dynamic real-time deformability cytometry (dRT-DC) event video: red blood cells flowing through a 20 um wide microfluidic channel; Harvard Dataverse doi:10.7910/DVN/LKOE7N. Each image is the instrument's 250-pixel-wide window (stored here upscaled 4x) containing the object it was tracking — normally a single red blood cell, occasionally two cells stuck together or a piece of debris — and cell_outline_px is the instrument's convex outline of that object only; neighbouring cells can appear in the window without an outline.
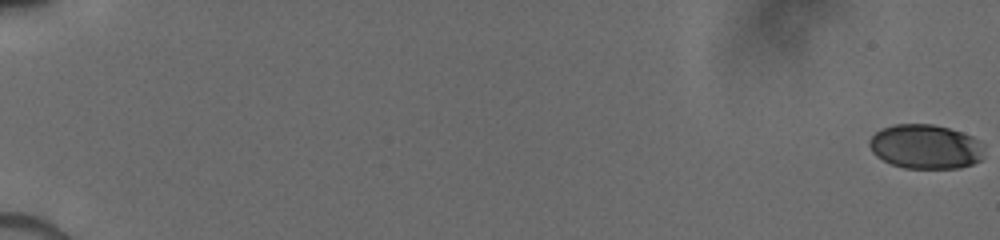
{"species": "human", "species_latin": "Homo sapiens", "temperature_condition": "cold", "stored_images_in_passage": 30, "camera_frame_rate_fps": 3000, "um_per_image_px": 0.085, "donor": {"sex": "male"}, "frame": {"image": 1, "passage_image": 1, "time_ms": 0.0, "image_size_px": [1000, 240], "cell_outline_px": [[980, 160], [972, 164], [960, 168], [904, 168], [892, 164], [876, 156], [872, 152], [868, 144], [868, 140], [880, 128], [896, 124], [932, 124], [948, 128], [972, 136], [976, 140]], "centroid_in_image_um": [78.55, 12.46], "position_along_channel_um": 6.4, "area_um2": 29.13}}
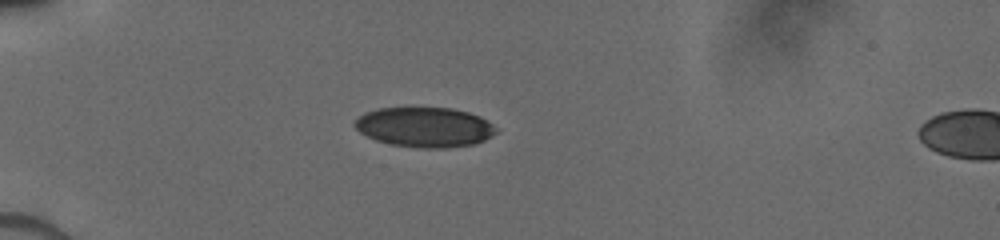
{"frame": {"image": 2, "passage_image": 22, "time_ms": 5.667, "image_size_px": [1000, 240], "cell_outline_px": [[496, 132], [492, 136], [484, 140], [472, 144], [448, 148], [420, 148], [392, 144], [376, 140], [360, 132], [352, 124], [364, 112], [376, 108], [452, 108], [468, 112], [480, 116], [492, 124], [496, 128]], "centroid_in_image_um": [36.09, 10.8], "position_along_channel_um": 48.9, "area_um2": 32.77}}
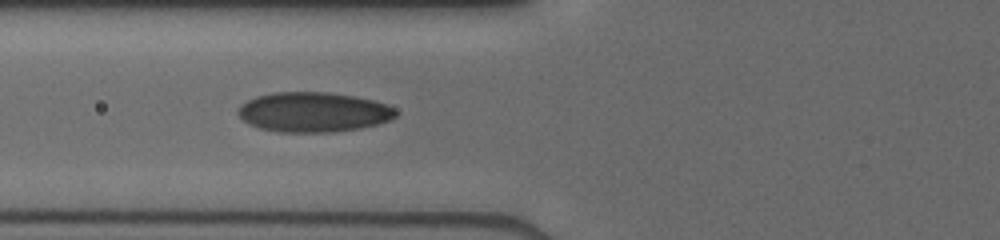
{"frame": {"image": 3, "passage_image": 29, "time_ms": 7.667, "image_size_px": [1000, 240], "cell_outline_px": [[396, 116], [388, 120], [376, 124], [360, 128], [332, 132], [280, 132], [260, 128], [248, 124], [236, 112], [248, 100], [256, 96], [276, 92], [328, 92], [352, 96], [372, 100], [384, 104], [392, 108], [396, 112]], "centroid_in_image_um": [26.61, 9.53], "position_along_channel_um": 99.2, "area_um2": 36.18}}